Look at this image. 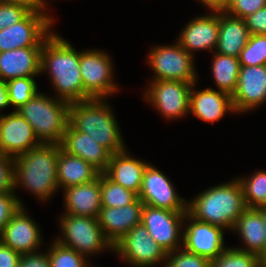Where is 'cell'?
<instances>
[{
  "mask_svg": "<svg viewBox=\"0 0 266 267\" xmlns=\"http://www.w3.org/2000/svg\"><path fill=\"white\" fill-rule=\"evenodd\" d=\"M143 207L139 198L120 208L101 207L98 223L113 246L131 229L141 224Z\"/></svg>",
  "mask_w": 266,
  "mask_h": 267,
  "instance_id": "e0dca14e",
  "label": "cell"
},
{
  "mask_svg": "<svg viewBox=\"0 0 266 267\" xmlns=\"http://www.w3.org/2000/svg\"><path fill=\"white\" fill-rule=\"evenodd\" d=\"M42 9L32 10L20 22L0 31V53L27 47H42L53 22Z\"/></svg>",
  "mask_w": 266,
  "mask_h": 267,
  "instance_id": "52a82bcc",
  "label": "cell"
},
{
  "mask_svg": "<svg viewBox=\"0 0 266 267\" xmlns=\"http://www.w3.org/2000/svg\"><path fill=\"white\" fill-rule=\"evenodd\" d=\"M127 263L138 267H148L166 260V251L148 234L147 229L137 225L124 235L114 246Z\"/></svg>",
  "mask_w": 266,
  "mask_h": 267,
  "instance_id": "30bf717a",
  "label": "cell"
},
{
  "mask_svg": "<svg viewBox=\"0 0 266 267\" xmlns=\"http://www.w3.org/2000/svg\"><path fill=\"white\" fill-rule=\"evenodd\" d=\"M212 64V74L219 90L232 95L236 89L240 73L238 57L215 53Z\"/></svg>",
  "mask_w": 266,
  "mask_h": 267,
  "instance_id": "83f0119b",
  "label": "cell"
},
{
  "mask_svg": "<svg viewBox=\"0 0 266 267\" xmlns=\"http://www.w3.org/2000/svg\"><path fill=\"white\" fill-rule=\"evenodd\" d=\"M258 209L262 213V217H263L264 224H265V247H266V206H263V207L258 208Z\"/></svg>",
  "mask_w": 266,
  "mask_h": 267,
  "instance_id": "7dc6e473",
  "label": "cell"
},
{
  "mask_svg": "<svg viewBox=\"0 0 266 267\" xmlns=\"http://www.w3.org/2000/svg\"><path fill=\"white\" fill-rule=\"evenodd\" d=\"M234 229L239 232L247 246L245 249H236L257 256L265 249V224L262 213L258 208H246L238 217Z\"/></svg>",
  "mask_w": 266,
  "mask_h": 267,
  "instance_id": "4316f807",
  "label": "cell"
},
{
  "mask_svg": "<svg viewBox=\"0 0 266 267\" xmlns=\"http://www.w3.org/2000/svg\"><path fill=\"white\" fill-rule=\"evenodd\" d=\"M210 267H258V256L236 248H226L210 261Z\"/></svg>",
  "mask_w": 266,
  "mask_h": 267,
  "instance_id": "d6a6232c",
  "label": "cell"
},
{
  "mask_svg": "<svg viewBox=\"0 0 266 267\" xmlns=\"http://www.w3.org/2000/svg\"><path fill=\"white\" fill-rule=\"evenodd\" d=\"M48 251L50 267H87L86 259L74 249L65 247L54 241ZM88 267H91L88 265Z\"/></svg>",
  "mask_w": 266,
  "mask_h": 267,
  "instance_id": "836d02e7",
  "label": "cell"
},
{
  "mask_svg": "<svg viewBox=\"0 0 266 267\" xmlns=\"http://www.w3.org/2000/svg\"><path fill=\"white\" fill-rule=\"evenodd\" d=\"M238 59L241 66L266 65V35H250Z\"/></svg>",
  "mask_w": 266,
  "mask_h": 267,
  "instance_id": "1f68e13d",
  "label": "cell"
},
{
  "mask_svg": "<svg viewBox=\"0 0 266 267\" xmlns=\"http://www.w3.org/2000/svg\"><path fill=\"white\" fill-rule=\"evenodd\" d=\"M42 47L13 49L0 53V80L34 77L41 73Z\"/></svg>",
  "mask_w": 266,
  "mask_h": 267,
  "instance_id": "ffe728a7",
  "label": "cell"
},
{
  "mask_svg": "<svg viewBox=\"0 0 266 267\" xmlns=\"http://www.w3.org/2000/svg\"><path fill=\"white\" fill-rule=\"evenodd\" d=\"M112 64L110 58L103 51H84L80 53V72L84 87V95L88 99H105L117 91L111 81Z\"/></svg>",
  "mask_w": 266,
  "mask_h": 267,
  "instance_id": "9c48e42d",
  "label": "cell"
},
{
  "mask_svg": "<svg viewBox=\"0 0 266 267\" xmlns=\"http://www.w3.org/2000/svg\"><path fill=\"white\" fill-rule=\"evenodd\" d=\"M175 251L167 253L166 260H169L164 267H210V261L207 258L190 253L184 248H181L179 252Z\"/></svg>",
  "mask_w": 266,
  "mask_h": 267,
  "instance_id": "e575fe53",
  "label": "cell"
},
{
  "mask_svg": "<svg viewBox=\"0 0 266 267\" xmlns=\"http://www.w3.org/2000/svg\"><path fill=\"white\" fill-rule=\"evenodd\" d=\"M8 90L9 104L15 110L26 104L37 91V84L33 77L14 78L5 82Z\"/></svg>",
  "mask_w": 266,
  "mask_h": 267,
  "instance_id": "4dcf8cb0",
  "label": "cell"
},
{
  "mask_svg": "<svg viewBox=\"0 0 266 267\" xmlns=\"http://www.w3.org/2000/svg\"><path fill=\"white\" fill-rule=\"evenodd\" d=\"M149 56V64L156 72L154 81L173 80L195 84L193 54H189L178 42L174 46L155 47Z\"/></svg>",
  "mask_w": 266,
  "mask_h": 267,
  "instance_id": "ba28073f",
  "label": "cell"
},
{
  "mask_svg": "<svg viewBox=\"0 0 266 267\" xmlns=\"http://www.w3.org/2000/svg\"><path fill=\"white\" fill-rule=\"evenodd\" d=\"M189 111L205 122L218 121L227 111L235 112L230 94L210 88L197 92L191 88Z\"/></svg>",
  "mask_w": 266,
  "mask_h": 267,
  "instance_id": "7402d4cb",
  "label": "cell"
},
{
  "mask_svg": "<svg viewBox=\"0 0 266 267\" xmlns=\"http://www.w3.org/2000/svg\"><path fill=\"white\" fill-rule=\"evenodd\" d=\"M138 198L144 205L174 212H187L186 201L179 198L164 173L150 164L147 165L144 171Z\"/></svg>",
  "mask_w": 266,
  "mask_h": 267,
  "instance_id": "4fadbf2b",
  "label": "cell"
},
{
  "mask_svg": "<svg viewBox=\"0 0 266 267\" xmlns=\"http://www.w3.org/2000/svg\"><path fill=\"white\" fill-rule=\"evenodd\" d=\"M15 196L14 193H0V234L13 215L24 206Z\"/></svg>",
  "mask_w": 266,
  "mask_h": 267,
  "instance_id": "8d00e7d4",
  "label": "cell"
},
{
  "mask_svg": "<svg viewBox=\"0 0 266 267\" xmlns=\"http://www.w3.org/2000/svg\"><path fill=\"white\" fill-rule=\"evenodd\" d=\"M232 96L234 110L245 112L266 101V65L241 66Z\"/></svg>",
  "mask_w": 266,
  "mask_h": 267,
  "instance_id": "2e32d148",
  "label": "cell"
},
{
  "mask_svg": "<svg viewBox=\"0 0 266 267\" xmlns=\"http://www.w3.org/2000/svg\"><path fill=\"white\" fill-rule=\"evenodd\" d=\"M249 37L250 33L244 19L231 16L226 11H219V35L215 48L217 53L239 57Z\"/></svg>",
  "mask_w": 266,
  "mask_h": 267,
  "instance_id": "d4e9b609",
  "label": "cell"
},
{
  "mask_svg": "<svg viewBox=\"0 0 266 267\" xmlns=\"http://www.w3.org/2000/svg\"><path fill=\"white\" fill-rule=\"evenodd\" d=\"M247 208L266 206V172L258 171L249 179H238Z\"/></svg>",
  "mask_w": 266,
  "mask_h": 267,
  "instance_id": "f546056e",
  "label": "cell"
},
{
  "mask_svg": "<svg viewBox=\"0 0 266 267\" xmlns=\"http://www.w3.org/2000/svg\"><path fill=\"white\" fill-rule=\"evenodd\" d=\"M101 206L120 208L134 203L138 195L111 181L104 173L100 174Z\"/></svg>",
  "mask_w": 266,
  "mask_h": 267,
  "instance_id": "f1b7e54d",
  "label": "cell"
},
{
  "mask_svg": "<svg viewBox=\"0 0 266 267\" xmlns=\"http://www.w3.org/2000/svg\"><path fill=\"white\" fill-rule=\"evenodd\" d=\"M212 11H225L231 3V0H200Z\"/></svg>",
  "mask_w": 266,
  "mask_h": 267,
  "instance_id": "ee69618b",
  "label": "cell"
},
{
  "mask_svg": "<svg viewBox=\"0 0 266 267\" xmlns=\"http://www.w3.org/2000/svg\"><path fill=\"white\" fill-rule=\"evenodd\" d=\"M21 254L0 241V267H17Z\"/></svg>",
  "mask_w": 266,
  "mask_h": 267,
  "instance_id": "b9f144b4",
  "label": "cell"
},
{
  "mask_svg": "<svg viewBox=\"0 0 266 267\" xmlns=\"http://www.w3.org/2000/svg\"><path fill=\"white\" fill-rule=\"evenodd\" d=\"M66 214L97 218L101 210L100 175L92 182L65 188Z\"/></svg>",
  "mask_w": 266,
  "mask_h": 267,
  "instance_id": "cb8c5ba5",
  "label": "cell"
},
{
  "mask_svg": "<svg viewBox=\"0 0 266 267\" xmlns=\"http://www.w3.org/2000/svg\"><path fill=\"white\" fill-rule=\"evenodd\" d=\"M40 70L50 72L58 98L68 103L89 100L84 95L80 52L62 37L51 33L43 42Z\"/></svg>",
  "mask_w": 266,
  "mask_h": 267,
  "instance_id": "6da1fadb",
  "label": "cell"
},
{
  "mask_svg": "<svg viewBox=\"0 0 266 267\" xmlns=\"http://www.w3.org/2000/svg\"><path fill=\"white\" fill-rule=\"evenodd\" d=\"M37 227L21 206L4 227L0 241L20 254L33 253L41 244Z\"/></svg>",
  "mask_w": 266,
  "mask_h": 267,
  "instance_id": "ac0fdd59",
  "label": "cell"
},
{
  "mask_svg": "<svg viewBox=\"0 0 266 267\" xmlns=\"http://www.w3.org/2000/svg\"><path fill=\"white\" fill-rule=\"evenodd\" d=\"M265 6L266 0H231L225 11L231 16L244 19Z\"/></svg>",
  "mask_w": 266,
  "mask_h": 267,
  "instance_id": "f35d334b",
  "label": "cell"
},
{
  "mask_svg": "<svg viewBox=\"0 0 266 267\" xmlns=\"http://www.w3.org/2000/svg\"><path fill=\"white\" fill-rule=\"evenodd\" d=\"M60 221L64 239L59 238L56 241L61 245L74 249L84 257L89 253H98L104 247L113 249L97 218L64 214Z\"/></svg>",
  "mask_w": 266,
  "mask_h": 267,
  "instance_id": "8992f818",
  "label": "cell"
},
{
  "mask_svg": "<svg viewBox=\"0 0 266 267\" xmlns=\"http://www.w3.org/2000/svg\"><path fill=\"white\" fill-rule=\"evenodd\" d=\"M184 219H191L183 232V248L193 254L207 258L209 261L215 259L226 248H224L223 228L193 218L188 212Z\"/></svg>",
  "mask_w": 266,
  "mask_h": 267,
  "instance_id": "5bb4252c",
  "label": "cell"
},
{
  "mask_svg": "<svg viewBox=\"0 0 266 267\" xmlns=\"http://www.w3.org/2000/svg\"><path fill=\"white\" fill-rule=\"evenodd\" d=\"M15 157L0 156V193H14Z\"/></svg>",
  "mask_w": 266,
  "mask_h": 267,
  "instance_id": "74e56055",
  "label": "cell"
},
{
  "mask_svg": "<svg viewBox=\"0 0 266 267\" xmlns=\"http://www.w3.org/2000/svg\"><path fill=\"white\" fill-rule=\"evenodd\" d=\"M62 149L70 155L81 157L103 173L111 158V153L90 137L77 131L70 123L61 142Z\"/></svg>",
  "mask_w": 266,
  "mask_h": 267,
  "instance_id": "d6986e66",
  "label": "cell"
},
{
  "mask_svg": "<svg viewBox=\"0 0 266 267\" xmlns=\"http://www.w3.org/2000/svg\"><path fill=\"white\" fill-rule=\"evenodd\" d=\"M109 106L102 99H89L70 103L69 123L80 132L87 133L111 154L125 149L118 123Z\"/></svg>",
  "mask_w": 266,
  "mask_h": 267,
  "instance_id": "277c9868",
  "label": "cell"
},
{
  "mask_svg": "<svg viewBox=\"0 0 266 267\" xmlns=\"http://www.w3.org/2000/svg\"><path fill=\"white\" fill-rule=\"evenodd\" d=\"M3 155H5V154L3 153L2 148L0 146V156H3Z\"/></svg>",
  "mask_w": 266,
  "mask_h": 267,
  "instance_id": "c3c4849f",
  "label": "cell"
},
{
  "mask_svg": "<svg viewBox=\"0 0 266 267\" xmlns=\"http://www.w3.org/2000/svg\"><path fill=\"white\" fill-rule=\"evenodd\" d=\"M70 103L37 93L16 111L32 126L41 143L61 144L69 125Z\"/></svg>",
  "mask_w": 266,
  "mask_h": 267,
  "instance_id": "5b68a950",
  "label": "cell"
},
{
  "mask_svg": "<svg viewBox=\"0 0 266 267\" xmlns=\"http://www.w3.org/2000/svg\"><path fill=\"white\" fill-rule=\"evenodd\" d=\"M32 9L25 5L0 3V31L23 20Z\"/></svg>",
  "mask_w": 266,
  "mask_h": 267,
  "instance_id": "d590c367",
  "label": "cell"
},
{
  "mask_svg": "<svg viewBox=\"0 0 266 267\" xmlns=\"http://www.w3.org/2000/svg\"><path fill=\"white\" fill-rule=\"evenodd\" d=\"M0 3L20 4L30 7L32 10L46 8L44 0H0Z\"/></svg>",
  "mask_w": 266,
  "mask_h": 267,
  "instance_id": "7bdbcfd3",
  "label": "cell"
},
{
  "mask_svg": "<svg viewBox=\"0 0 266 267\" xmlns=\"http://www.w3.org/2000/svg\"><path fill=\"white\" fill-rule=\"evenodd\" d=\"M250 35H266V6L244 18Z\"/></svg>",
  "mask_w": 266,
  "mask_h": 267,
  "instance_id": "ab89813d",
  "label": "cell"
},
{
  "mask_svg": "<svg viewBox=\"0 0 266 267\" xmlns=\"http://www.w3.org/2000/svg\"><path fill=\"white\" fill-rule=\"evenodd\" d=\"M101 172L81 157L73 156L62 148L57 161L58 185L64 189L72 186L86 184L97 179Z\"/></svg>",
  "mask_w": 266,
  "mask_h": 267,
  "instance_id": "484cf974",
  "label": "cell"
},
{
  "mask_svg": "<svg viewBox=\"0 0 266 267\" xmlns=\"http://www.w3.org/2000/svg\"><path fill=\"white\" fill-rule=\"evenodd\" d=\"M190 203V204H189ZM187 204V212L196 220L233 229L247 208L239 180L221 184L196 196Z\"/></svg>",
  "mask_w": 266,
  "mask_h": 267,
  "instance_id": "3957f363",
  "label": "cell"
},
{
  "mask_svg": "<svg viewBox=\"0 0 266 267\" xmlns=\"http://www.w3.org/2000/svg\"><path fill=\"white\" fill-rule=\"evenodd\" d=\"M219 35V11L196 17L183 29L178 43L189 53L197 49L216 48Z\"/></svg>",
  "mask_w": 266,
  "mask_h": 267,
  "instance_id": "44dd1931",
  "label": "cell"
},
{
  "mask_svg": "<svg viewBox=\"0 0 266 267\" xmlns=\"http://www.w3.org/2000/svg\"><path fill=\"white\" fill-rule=\"evenodd\" d=\"M17 267H50L48 253H26L21 254Z\"/></svg>",
  "mask_w": 266,
  "mask_h": 267,
  "instance_id": "60d3db41",
  "label": "cell"
},
{
  "mask_svg": "<svg viewBox=\"0 0 266 267\" xmlns=\"http://www.w3.org/2000/svg\"><path fill=\"white\" fill-rule=\"evenodd\" d=\"M186 213L144 205L141 224L152 239L168 253L177 250L178 240H183L179 238V232Z\"/></svg>",
  "mask_w": 266,
  "mask_h": 267,
  "instance_id": "7c38bea8",
  "label": "cell"
},
{
  "mask_svg": "<svg viewBox=\"0 0 266 267\" xmlns=\"http://www.w3.org/2000/svg\"><path fill=\"white\" fill-rule=\"evenodd\" d=\"M9 105L10 104L8 100V90L6 83L0 80V109H3Z\"/></svg>",
  "mask_w": 266,
  "mask_h": 267,
  "instance_id": "f6af8a7d",
  "label": "cell"
},
{
  "mask_svg": "<svg viewBox=\"0 0 266 267\" xmlns=\"http://www.w3.org/2000/svg\"><path fill=\"white\" fill-rule=\"evenodd\" d=\"M194 85L184 81H153L145 99L167 119L183 117L189 111L190 91Z\"/></svg>",
  "mask_w": 266,
  "mask_h": 267,
  "instance_id": "8fae6325",
  "label": "cell"
},
{
  "mask_svg": "<svg viewBox=\"0 0 266 267\" xmlns=\"http://www.w3.org/2000/svg\"><path fill=\"white\" fill-rule=\"evenodd\" d=\"M61 144H44L15 157L14 188L18 183L42 200L57 188V161Z\"/></svg>",
  "mask_w": 266,
  "mask_h": 267,
  "instance_id": "7a4b0ae2",
  "label": "cell"
},
{
  "mask_svg": "<svg viewBox=\"0 0 266 267\" xmlns=\"http://www.w3.org/2000/svg\"><path fill=\"white\" fill-rule=\"evenodd\" d=\"M258 267H266V247H265V249L258 255Z\"/></svg>",
  "mask_w": 266,
  "mask_h": 267,
  "instance_id": "bcb514c9",
  "label": "cell"
},
{
  "mask_svg": "<svg viewBox=\"0 0 266 267\" xmlns=\"http://www.w3.org/2000/svg\"><path fill=\"white\" fill-rule=\"evenodd\" d=\"M147 165V163L129 156L124 149L111 155L109 164L103 173L111 181L138 195Z\"/></svg>",
  "mask_w": 266,
  "mask_h": 267,
  "instance_id": "603a6c76",
  "label": "cell"
},
{
  "mask_svg": "<svg viewBox=\"0 0 266 267\" xmlns=\"http://www.w3.org/2000/svg\"><path fill=\"white\" fill-rule=\"evenodd\" d=\"M41 144L30 123L17 111L0 115V146L5 155L16 157Z\"/></svg>",
  "mask_w": 266,
  "mask_h": 267,
  "instance_id": "9a60e30c",
  "label": "cell"
}]
</instances>
